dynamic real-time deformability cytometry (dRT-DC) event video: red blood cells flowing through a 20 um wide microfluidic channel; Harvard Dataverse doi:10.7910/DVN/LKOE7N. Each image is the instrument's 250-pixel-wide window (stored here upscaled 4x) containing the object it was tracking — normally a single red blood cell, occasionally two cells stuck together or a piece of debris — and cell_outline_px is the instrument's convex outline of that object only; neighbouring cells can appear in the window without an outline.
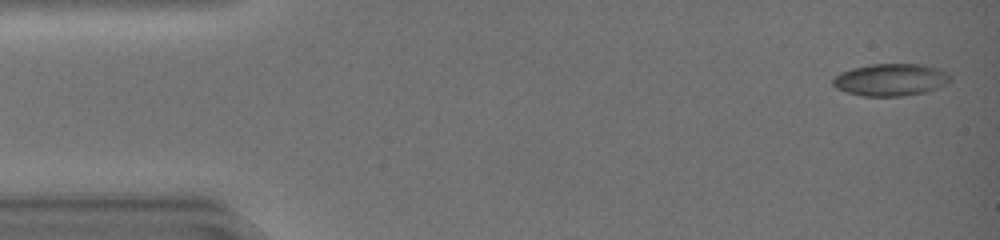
{"species": "common noctule bat (a hibernating species)", "species_latin": "Nyctalus noctula", "temperature_condition": "warm", "stored_images_in_passage": 45, "camera_frame_rate_fps": 3000, "um_per_image_px": 0.085, "animal": {"sex": "female", "body_mass_g": 19.0, "forearm_length_mm": 51.5}, "frame": {"image": 1, "passage_image": 2, "time_ms": 0.333, "image_size_px": [1000, 240], "cell_outline_px": [[952, 80], [948, 84], [928, 92], [900, 96], [864, 96], [844, 92], [836, 88], [832, 84], [832, 76], [840, 72], [852, 68], [868, 64], [924, 64], [940, 68], [948, 72], [952, 76]], "centroid_in_image_um": [75.74, 6.77], "position_along_channel_um": 9.3, "area_um2": 22.66}}
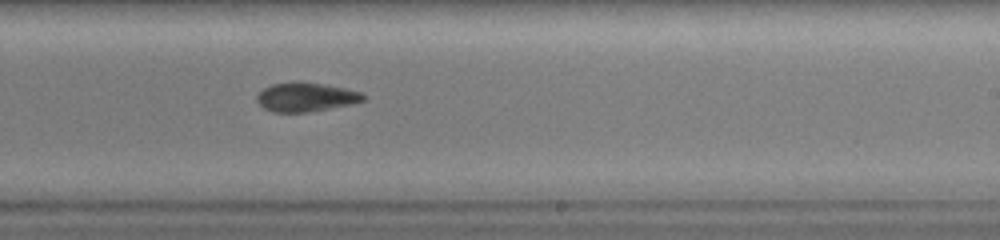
{"frame": {"image": 2, "passage_image": 28, "time_ms": 9.0, "image_size_px": [1000, 240], "cell_outline_px": [[364, 100], [352, 104], [304, 112], [272, 112], [264, 108], [256, 100], [256, 96], [264, 88], [272, 84], [296, 80], [300, 80], [324, 84], [344, 88], [360, 92], [364, 96]], "centroid_in_image_um": [25.95, 8.23], "position_along_channel_um": 263.0, "area_um2": 17.98}}
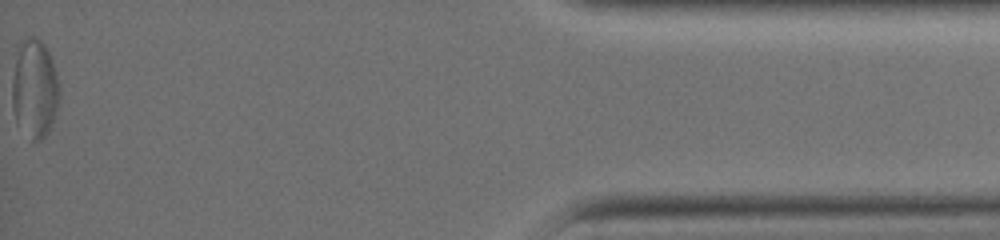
{"frame": {"image": 3, "passage_image": 45, "time_ms": 14.667, "image_size_px": [1000, 240], "cell_outline_px": [[60, 96], [56, 112], [48, 132], [40, 140], [32, 140], [16, 124], [12, 108], [12, 80], [16, 60], [20, 48], [24, 40], [28, 36], [36, 36], [48, 48], [56, 72]], "centroid_in_image_um": [2.95, 7.56], "position_along_channel_um": 432.3, "area_um2": 27.05}, "authors_computed_cell_mechanics": {"area_um2": 19.652, "velocity_mm_per_s": 4.335, "shape_relaxation_time_tau1_ms": 7.1383, "shape_relaxation_time_tau2_ms": 6.5586, "deformation_change_tau1": 0.1775, "deformation_change_tau2": 0.1462}}